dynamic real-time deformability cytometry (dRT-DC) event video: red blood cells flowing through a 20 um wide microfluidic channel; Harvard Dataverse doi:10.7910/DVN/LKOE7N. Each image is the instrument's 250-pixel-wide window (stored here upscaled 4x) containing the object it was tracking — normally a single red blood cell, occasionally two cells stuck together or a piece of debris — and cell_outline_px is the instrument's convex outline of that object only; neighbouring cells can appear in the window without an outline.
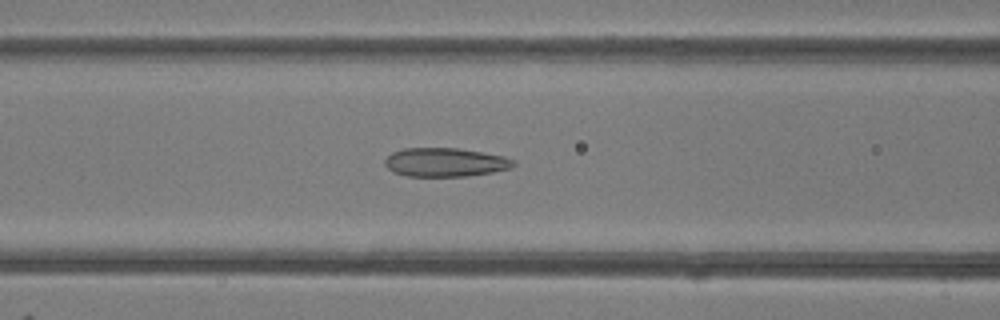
{"species": "common noctule bat (a hibernating species)", "species_latin": "Nyctalus noctula", "temperature_condition": "room temperature", "stored_images_in_passage": 49, "camera_frame_rate_fps": 3000, "um_per_image_px": 0.085, "animal": {"sex": "female"}, "frame": {"image": 1, "passage_image": 20, "time_ms": 6.333, "image_size_px": [1000, 320], "cell_outline_px": [[516, 164], [512, 168], [492, 172], [464, 176], [408, 176], [392, 172], [384, 164], [384, 160], [392, 152], [404, 148], [456, 148], [504, 156], [516, 160]], "centroid_in_image_um": [37.84, 13.79], "position_along_channel_um": 128.8, "area_um2": 21.56}}
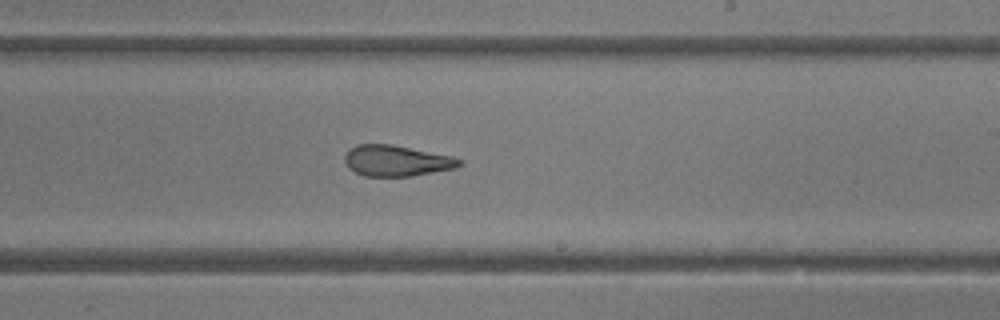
{"frame": {"image": 2, "passage_image": 29, "time_ms": 9.333, "image_size_px": [1000, 320], "cell_outline_px": [[464, 164], [456, 168], [412, 176], [364, 176], [348, 168], [344, 160], [344, 156], [356, 144], [392, 144], [452, 156], [464, 160]], "centroid_in_image_um": [33.74, 13.66], "position_along_channel_um": 255.3, "area_um2": 20.75}}
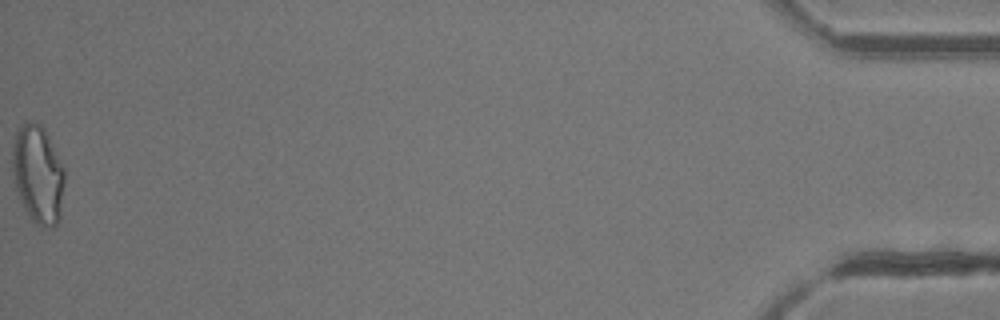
{"frame": {"image": 3, "passage_image": 49, "time_ms": 16.0, "image_size_px": [1000, 320], "cell_outline_px": [[64, 184], [60, 220], [52, 228], [44, 228], [36, 224], [24, 212], [16, 188], [12, 172], [12, 148], [16, 132], [24, 120], [28, 120], [40, 124], [44, 128], [64, 168]], "centroid_in_image_um": [3.21, 14.84], "position_along_channel_um": 432.0, "area_um2": 30.29}, "authors_computed_cell_mechanics": {"area_um2": 23.987, "velocity_mm_per_s": 4.2183, "shape_relaxation_time_tau1_ms": null, "shape_relaxation_time_tau2_ms": 1.912, "deformation_change_tau1": null, "deformation_change_tau2": 0.0835}}